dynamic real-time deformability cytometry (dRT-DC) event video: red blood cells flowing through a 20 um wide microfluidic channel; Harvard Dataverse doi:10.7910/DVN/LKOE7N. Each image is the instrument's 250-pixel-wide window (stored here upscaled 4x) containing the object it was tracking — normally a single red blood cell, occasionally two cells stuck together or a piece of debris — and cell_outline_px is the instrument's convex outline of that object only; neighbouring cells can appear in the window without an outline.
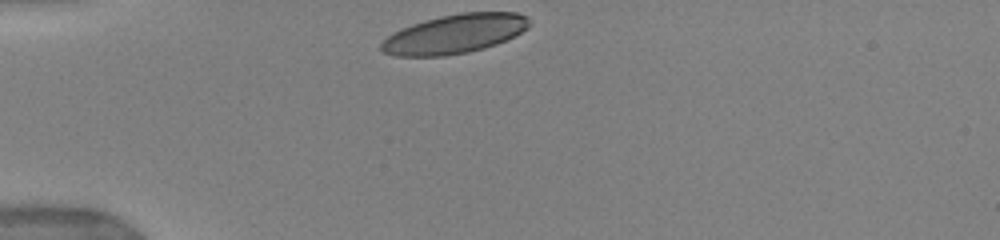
{"species": "human", "species_latin": "Homo sapiens", "temperature_condition": "warm", "stored_images_in_passage": 5, "camera_frame_rate_fps": 3000, "um_per_image_px": 0.085, "donor": {"sex": "female"}, "frame": {"image": 1, "passage_image": 1, "time_ms": 0.0, "image_size_px": [1000, 240], "cell_outline_px": [[532, 24], [528, 28], [496, 44], [484, 48], [468, 52], [444, 56], [396, 56], [384, 52], [380, 48], [380, 44], [388, 36], [412, 24], [424, 20], [440, 16], [460, 12], [516, 12], [528, 16], [532, 20]], "centroid_in_image_um": [38.69, 2.87], "position_along_channel_um": 46.3, "area_um2": 33.64}}